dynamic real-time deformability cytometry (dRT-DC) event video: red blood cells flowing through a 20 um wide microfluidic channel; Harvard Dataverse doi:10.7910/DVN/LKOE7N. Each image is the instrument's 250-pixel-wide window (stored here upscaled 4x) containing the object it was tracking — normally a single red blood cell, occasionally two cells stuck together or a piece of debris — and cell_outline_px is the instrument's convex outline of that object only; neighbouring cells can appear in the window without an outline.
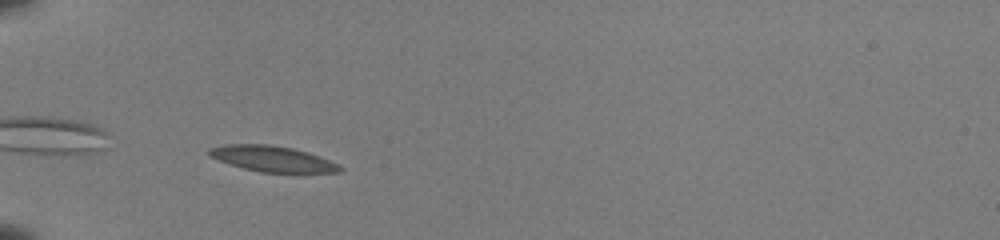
{"species": "common noctule bat (a hibernating species)", "species_latin": "Nyctalus noctula", "temperature_condition": "room temperature", "stored_images_in_passage": 36, "camera_frame_rate_fps": 3000, "um_per_image_px": 0.085, "animal": {"sex": "female", "body_mass_g": 22.0, "forearm_length_mm": 56.7}, "frame": {"image": 1, "passage_image": 2, "time_ms": 0.333, "image_size_px": [1000, 240], "cell_outline_px": [[344, 168], [340, 172], [296, 176], [260, 172], [244, 168], [208, 156], [208, 148], [224, 144], [268, 144], [292, 148], [308, 152], [328, 160]], "centroid_in_image_um": [23.24, 13.55], "position_along_channel_um": 61.8, "area_um2": 20.46}}
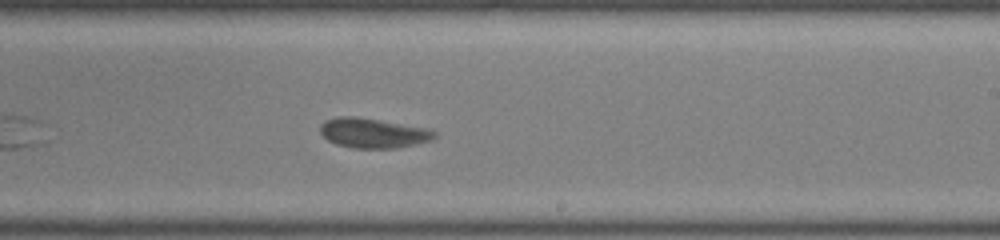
{"frame": {"image": 2, "passage_image": 18, "time_ms": 5.667, "image_size_px": [1000, 240], "cell_outline_px": [[436, 136], [432, 140], [416, 144], [396, 148], [352, 148], [336, 144], [328, 140], [320, 132], [320, 124], [324, 120], [336, 116], [356, 116], [432, 128], [436, 132]], "centroid_in_image_um": [31.73, 11.29], "position_along_channel_um": 257.3, "area_um2": 20.23}}
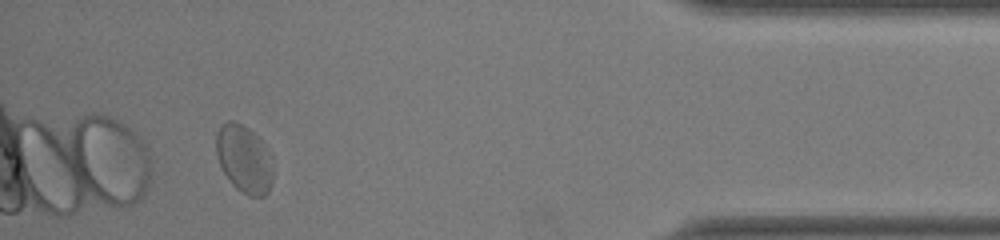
{"frame": {"image": 3, "passage_image": 33, "time_ms": 10.667, "image_size_px": [1000, 240], "cell_outline_px": [[272, 184], [268, 192], [264, 196], [248, 196], [236, 188], [228, 180], [220, 164], [216, 152], [216, 132], [220, 124], [228, 120], [236, 120], [248, 128], [268, 148], [272, 156]], "centroid_in_image_um": [20.75, 13.49], "position_along_channel_um": 414.4, "area_um2": 22.72}, "authors_computed_cell_mechanics": {"area_um2": 20.2011, "velocity_mm_per_s": 3.9192, "shape_relaxation_time_tau1_ms": 4.3735, "shape_relaxation_time_tau2_ms": 1.2148, "deformation_change_tau1": 0.1333, "deformation_change_tau2": 0.0623}}